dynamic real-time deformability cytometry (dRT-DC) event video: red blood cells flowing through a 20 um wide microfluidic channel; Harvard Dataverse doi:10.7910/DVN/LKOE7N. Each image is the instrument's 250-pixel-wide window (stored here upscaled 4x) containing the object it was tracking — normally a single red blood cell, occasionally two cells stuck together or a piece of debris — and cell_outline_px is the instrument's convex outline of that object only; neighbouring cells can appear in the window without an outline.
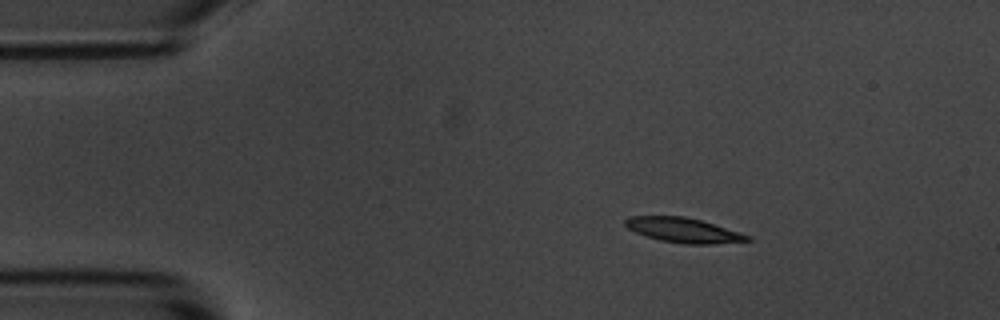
{"species": "common noctule bat (a hibernating species)", "species_latin": "Nyctalus noctula", "temperature_condition": "room temperature", "stored_images_in_passage": 3, "camera_frame_rate_fps": 3000, "um_per_image_px": 0.085, "animal": {"sex": "male", "body_mass_g": 20.1, "forearm_length_mm": 53.5}, "frame": {"image": 1, "passage_image": 2, "time_ms": 1.0, "image_size_px": [1000, 320], "cell_outline_px": [[752, 240], [716, 244], [684, 244], [660, 240], [644, 236], [628, 228], [624, 224], [624, 220], [628, 216], [684, 216], [700, 220], [740, 232], [752, 236]], "centroid_in_image_um": [58.09, 19.57], "position_along_channel_um": 26.9, "area_um2": 17.69}}